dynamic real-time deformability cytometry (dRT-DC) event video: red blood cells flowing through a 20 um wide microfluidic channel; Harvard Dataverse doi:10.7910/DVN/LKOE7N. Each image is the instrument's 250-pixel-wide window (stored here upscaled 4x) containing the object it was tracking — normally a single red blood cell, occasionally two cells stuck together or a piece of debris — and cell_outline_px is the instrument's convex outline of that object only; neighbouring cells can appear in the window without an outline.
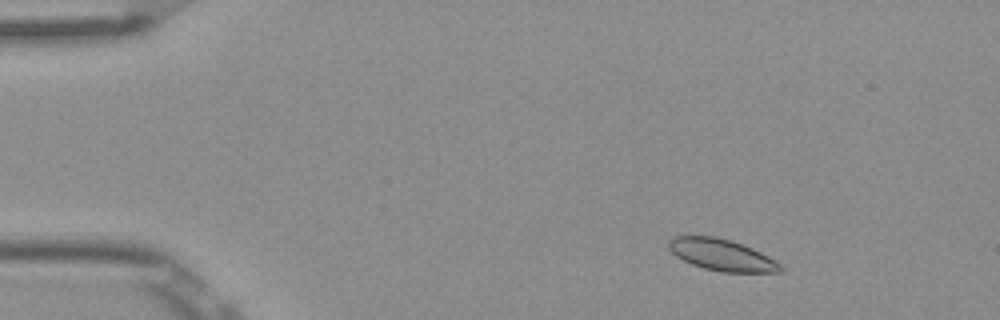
{"species": "Egyptian fruit bat (a non-hibernating species)", "species_latin": "Rousettus aegyptiacus", "temperature_condition": "room temperature", "stored_images_in_passage": 51, "camera_frame_rate_fps": 3000, "um_per_image_px": 0.085, "frame": {"image": 1, "passage_image": 6, "time_ms": 1.667, "image_size_px": [1000, 320], "cell_outline_px": [[784, 272], [720, 272], [704, 268], [692, 264], [676, 256], [668, 248], [668, 240], [672, 236], [716, 236], [732, 240], [752, 248], [768, 256], [780, 264], [784, 268]], "centroid_in_image_um": [61.34, 21.66], "position_along_channel_um": 23.7, "area_um2": 20.63}}
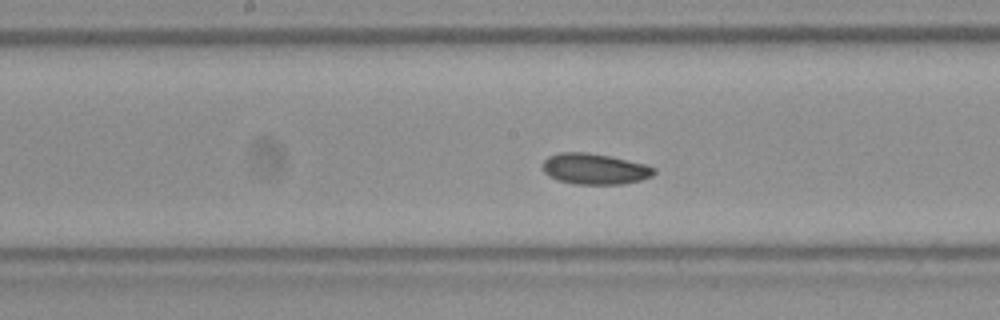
{"frame": {"image": 2, "passage_image": 26, "time_ms": 8.333, "image_size_px": [1000, 320], "cell_outline_px": [[656, 172], [652, 176], [640, 180], [620, 184], [576, 184], [560, 180], [548, 176], [544, 172], [544, 160], [548, 156], [560, 152], [588, 152], [608, 156], [644, 164], [656, 168]], "centroid_in_image_um": [50.55, 14.35], "position_along_channel_um": 197.7, "area_um2": 19.83}}
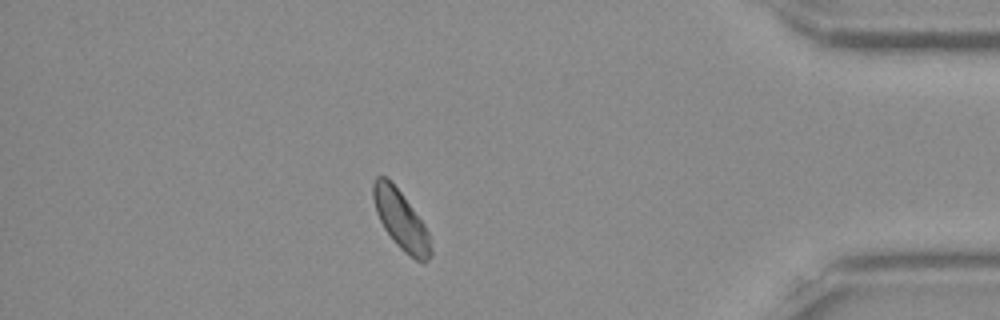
{"frame": {"image": 3, "passage_image": 45, "time_ms": 14.667, "image_size_px": [1000, 320], "cell_outline_px": [[432, 252], [428, 260], [416, 260], [404, 252], [396, 244], [384, 228], [376, 212], [372, 196], [372, 184], [376, 176], [384, 176], [400, 192], [424, 224], [428, 232]], "centroid_in_image_um": [34.05, 18.7], "position_along_channel_um": 401.1, "area_um2": 19.25}, "authors_computed_cell_mechanics": {"area_um2": 19.941, "velocity_mm_per_s": 3.8292, "shape_relaxation_time_tau1_ms": 2.8516, "shape_relaxation_time_tau2_ms": 2.802, "deformation_change_tau1": 0.0449, "deformation_change_tau2": 0.0443}}